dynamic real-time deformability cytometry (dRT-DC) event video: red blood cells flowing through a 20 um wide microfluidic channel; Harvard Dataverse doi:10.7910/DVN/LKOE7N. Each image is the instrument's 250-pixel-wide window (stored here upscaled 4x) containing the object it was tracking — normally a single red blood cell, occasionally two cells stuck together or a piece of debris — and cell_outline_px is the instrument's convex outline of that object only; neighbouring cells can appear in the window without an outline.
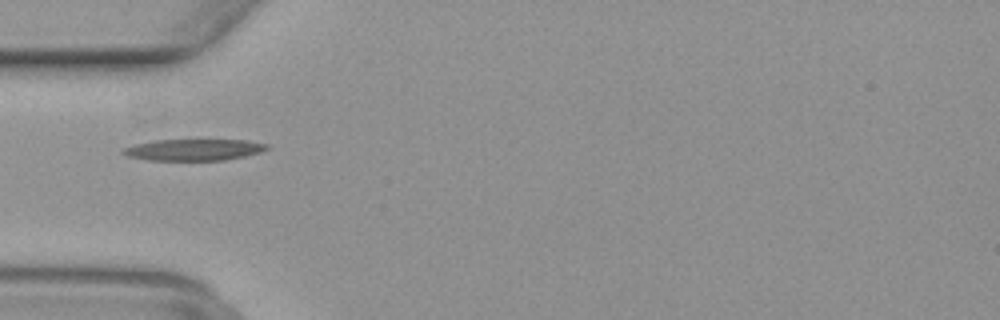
{"species": "common noctule bat (a hibernating species)", "species_latin": "Nyctalus noctula", "temperature_condition": "warm", "stored_images_in_passage": 29, "camera_frame_rate_fps": 3000, "um_per_image_px": 0.085, "animal": {"sex": "female", "body_mass_g": 29.2, "forearm_length_mm": 56.3}, "frame": {"image": 1, "passage_image": 2, "time_ms": 0.333, "image_size_px": [1000, 320], "cell_outline_px": [[268, 148], [260, 152], [244, 156], [224, 160], [148, 160], [128, 156], [120, 152], [124, 148], [136, 144], [156, 140], [248, 140], [268, 144]], "centroid_in_image_um": [16.48, 12.73], "position_along_channel_um": 68.5, "area_um2": 17.8}}
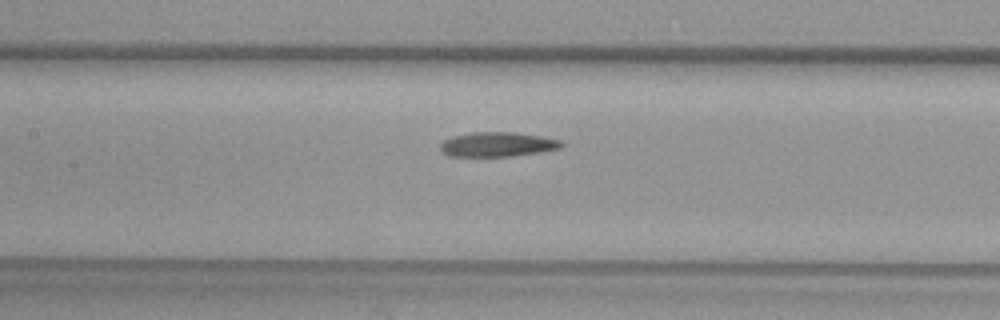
{"frame": {"image": 2, "passage_image": 9, "time_ms": 2.667, "image_size_px": [1000, 320], "cell_outline_px": [[564, 144], [560, 148], [540, 152], [512, 156], [448, 156], [440, 152], [440, 144], [444, 140], [452, 136], [472, 132], [516, 132], [540, 136], [560, 140]], "centroid_in_image_um": [42.25, 12.27], "position_along_channel_um": 165.2, "area_um2": 17.4}}
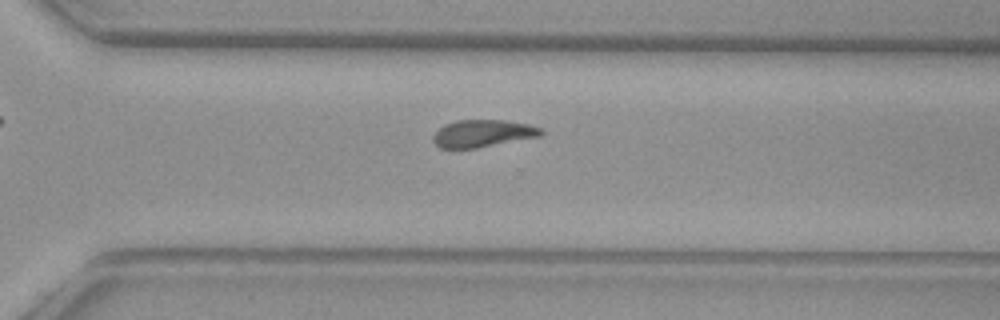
{"frame": {"image": 3, "passage_image": 21, "time_ms": 6.667, "image_size_px": [1000, 320], "cell_outline_px": [[544, 132], [540, 136], [476, 148], [440, 148], [432, 140], [432, 136], [444, 124], [456, 120], [504, 120], [528, 124], [540, 128]], "centroid_in_image_um": [41.01, 11.33], "position_along_channel_um": 329.6, "area_um2": 17.05}}